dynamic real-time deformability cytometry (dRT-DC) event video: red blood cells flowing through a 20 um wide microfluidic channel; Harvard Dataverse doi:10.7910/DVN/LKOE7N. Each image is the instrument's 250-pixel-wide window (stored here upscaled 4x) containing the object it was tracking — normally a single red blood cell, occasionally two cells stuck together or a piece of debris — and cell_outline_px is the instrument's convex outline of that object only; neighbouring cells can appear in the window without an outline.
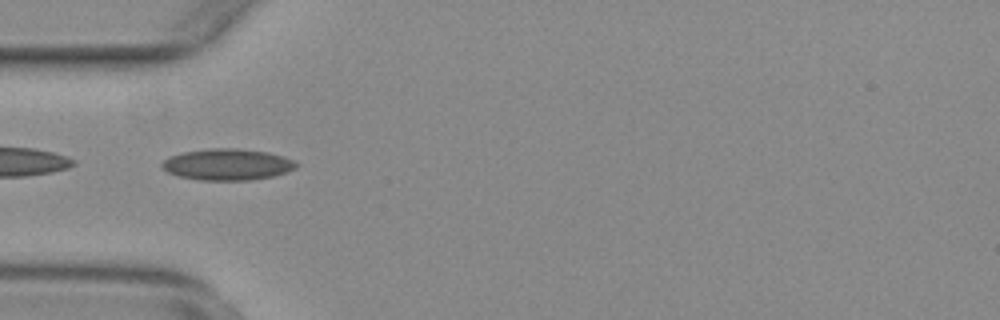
{"species": "common noctule bat (a hibernating species)", "species_latin": "Nyctalus noctula", "temperature_condition": "warm", "stored_images_in_passage": 55, "camera_frame_rate_fps": 3000, "um_per_image_px": 0.085, "animal": {"sex": "female", "body_mass_g": 29.2, "forearm_length_mm": 56.3}, "frame": {"image": 1, "passage_image": 17, "time_ms": 5.333, "image_size_px": [1000, 320], "cell_outline_px": [[300, 164], [296, 168], [288, 172], [272, 176], [252, 180], [196, 180], [180, 176], [168, 172], [160, 164], [164, 160], [172, 156], [184, 152], [212, 148], [236, 148], [268, 152], [284, 156]], "centroid_in_image_um": [19.38, 13.98], "position_along_channel_um": 65.6, "area_um2": 24.51}}
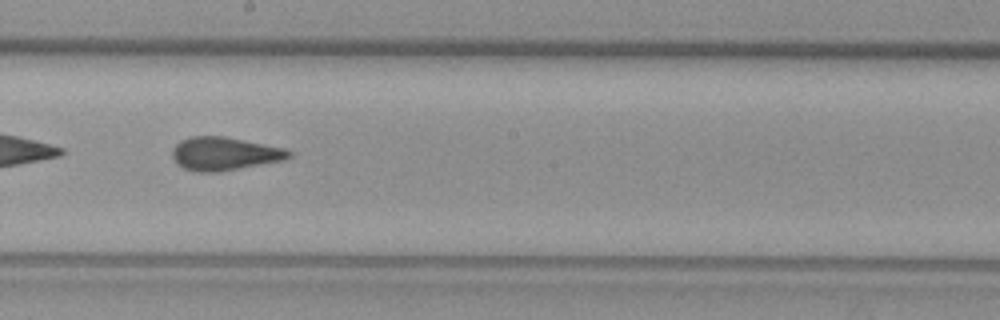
{"frame": {"image": 2, "passage_image": 30, "time_ms": 9.667, "image_size_px": [1000, 320], "cell_outline_px": [[292, 156], [284, 160], [220, 172], [192, 172], [176, 164], [172, 156], [172, 148], [180, 140], [192, 136], [224, 136], [284, 148], [292, 152]], "centroid_in_image_um": [19.04, 13.07], "position_along_channel_um": 229.2, "area_um2": 22.77}}
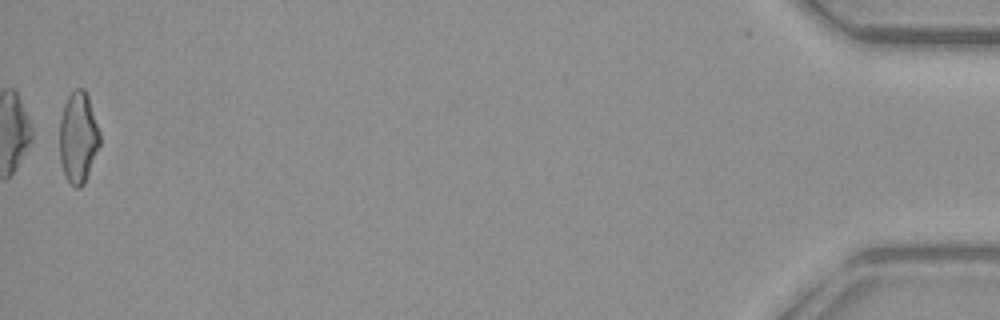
{"frame": {"image": 3, "passage_image": 54, "time_ms": 17.667, "image_size_px": [1000, 320], "cell_outline_px": [[100, 144], [84, 184], [80, 188], [76, 188], [68, 180], [64, 172], [60, 160], [60, 120], [64, 104], [68, 96], [76, 88], [84, 88], [88, 96], [100, 132]], "centroid_in_image_um": [6.65, 11.67], "position_along_channel_um": 428.5, "area_um2": 21.21}, "authors_computed_cell_mechanics": {"area_um2": 22.3686, "velocity_mm_per_s": 3.7624, "shape_relaxation_time_tau1_ms": null, "shape_relaxation_time_tau2_ms": 1.4203, "deformation_change_tau1": null, "deformation_change_tau2": 0.0785}}